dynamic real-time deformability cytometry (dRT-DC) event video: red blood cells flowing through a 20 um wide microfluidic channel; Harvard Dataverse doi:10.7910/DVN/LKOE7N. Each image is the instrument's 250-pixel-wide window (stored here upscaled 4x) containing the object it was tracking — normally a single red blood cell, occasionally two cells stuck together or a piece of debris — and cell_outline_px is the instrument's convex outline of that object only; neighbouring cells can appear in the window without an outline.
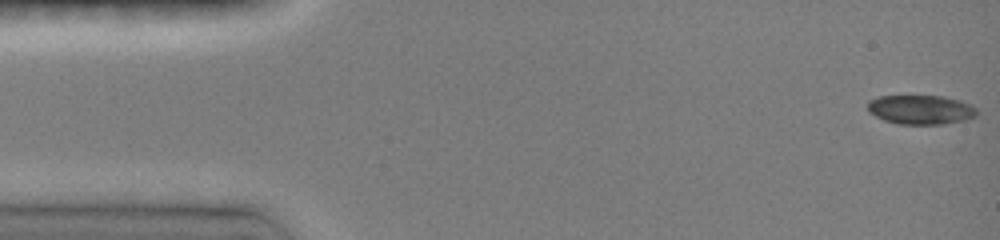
{"species": "common noctule bat (a hibernating species)", "species_latin": "Nyctalus noctula", "temperature_condition": "room temperature", "stored_images_in_passage": 67, "camera_frame_rate_fps": 3000, "um_per_image_px": 0.085, "animal": {"sex": "female", "body_mass_g": 19.0, "forearm_length_mm": 51.5}, "frame": {"image": 1, "passage_image": 1, "time_ms": 0.0, "image_size_px": [1000, 240], "cell_outline_px": [[976, 116], [964, 120], [940, 124], [900, 124], [884, 120], [868, 112], [868, 100], [880, 96], [944, 96], [960, 100], [972, 104], [976, 108]], "centroid_in_image_um": [78.27, 9.31], "position_along_channel_um": 6.7, "area_um2": 18.61}}
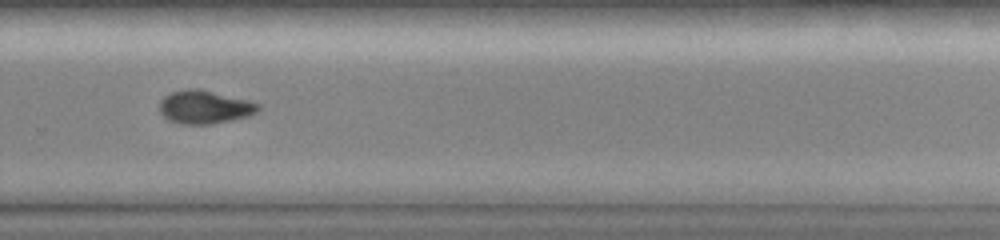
{"frame": {"image": 2, "passage_image": 49, "time_ms": 10.333, "image_size_px": [1000, 240], "cell_outline_px": [[260, 108], [256, 112], [248, 116], [232, 120], [212, 124], [184, 124], [168, 120], [160, 112], [160, 100], [164, 96], [172, 92], [188, 88], [200, 88], [252, 100], [260, 104]], "centroid_in_image_um": [17.43, 9.08], "position_along_channel_um": 312.4, "area_um2": 19.42}}
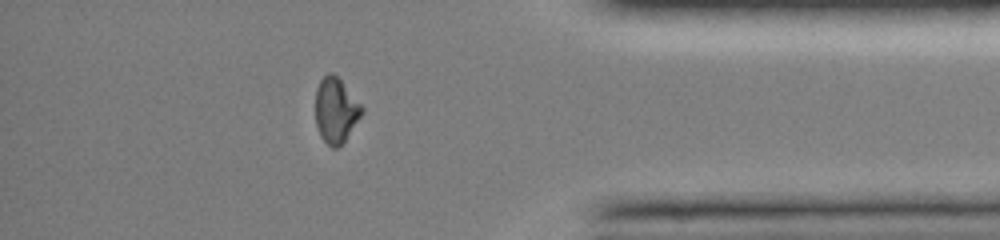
{"frame": {"image": 3, "passage_image": 59, "time_ms": 13.0, "image_size_px": [1000, 240], "cell_outline_px": [[364, 112], [344, 140], [336, 148], [332, 148], [320, 136], [316, 124], [316, 88], [320, 80], [328, 72], [332, 72], [340, 80], [364, 108]], "centroid_in_image_um": [28.53, 9.36], "position_along_channel_um": 406.7, "area_um2": 17.28}}